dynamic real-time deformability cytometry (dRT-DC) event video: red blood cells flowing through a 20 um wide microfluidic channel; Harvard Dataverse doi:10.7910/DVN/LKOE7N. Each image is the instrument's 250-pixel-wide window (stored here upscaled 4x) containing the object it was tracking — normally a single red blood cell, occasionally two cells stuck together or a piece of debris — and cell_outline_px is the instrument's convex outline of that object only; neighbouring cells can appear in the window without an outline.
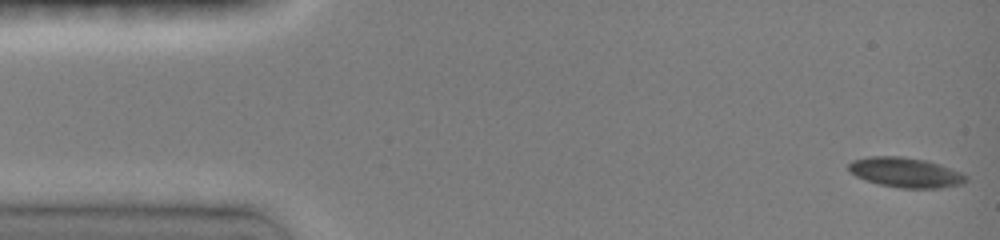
{"species": "common noctule bat (a hibernating species)", "species_latin": "Nyctalus noctula", "temperature_condition": "room temperature", "stored_images_in_passage": 47, "camera_frame_rate_fps": 3000, "um_per_image_px": 0.085, "animal": {"sex": "female", "body_mass_g": 19.0, "forearm_length_mm": 51.5}, "frame": {"image": 1, "passage_image": 1, "time_ms": 0.0, "image_size_px": [1000, 240], "cell_outline_px": [[968, 180], [964, 184], [940, 188], [900, 188], [880, 184], [856, 176], [848, 172], [848, 164], [852, 160], [872, 156], [900, 156], [924, 160], [960, 172], [968, 176]], "centroid_in_image_um": [76.96, 14.67], "position_along_channel_um": 8.0, "area_um2": 20.29}}
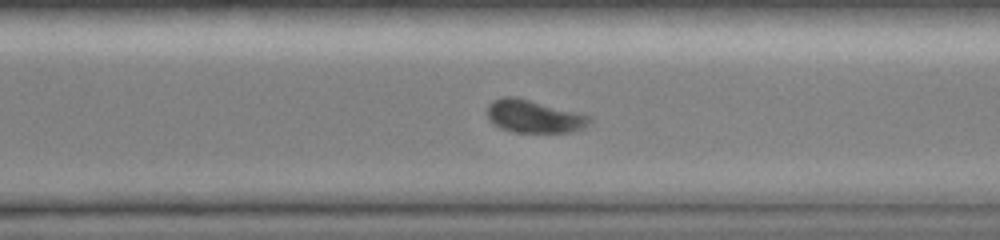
{"frame": {"image": 2, "passage_image": 33, "time_ms": 10.667, "image_size_px": [1000, 240], "cell_outline_px": [[592, 120], [584, 128], [572, 132], [516, 132], [500, 128], [488, 116], [488, 104], [492, 100], [504, 96], [516, 96], [592, 116]], "centroid_in_image_um": [45.42, 9.88], "position_along_channel_um": 325.2, "area_um2": 19.48}}
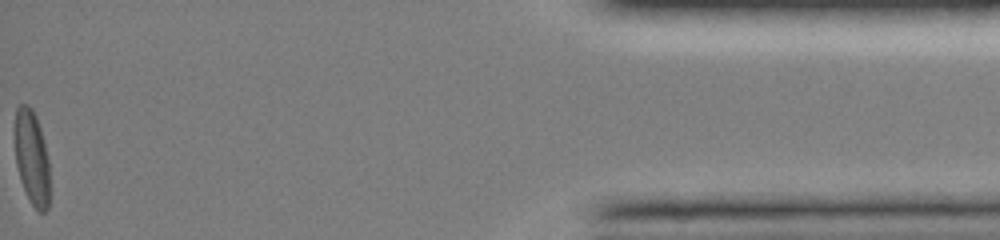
{"frame": {"image": 3, "passage_image": 47, "time_ms": 15.333, "image_size_px": [1000, 240], "cell_outline_px": [[48, 208], [44, 212], [36, 212], [20, 180], [16, 164], [16, 108], [20, 104], [28, 104], [32, 108], [36, 116], [40, 128], [48, 160]], "centroid_in_image_um": [2.7, 13.41], "position_along_channel_um": 432.5, "area_um2": 18.73}, "authors_computed_cell_mechanics": {"area_um2": 20.1722, "velocity_mm_per_s": 4.0764, "shape_relaxation_time_tau1_ms": 4.8774, "shape_relaxation_time_tau2_ms": 4.2478, "deformation_change_tau1": 0.1369, "deformation_change_tau2": 0.0768}}